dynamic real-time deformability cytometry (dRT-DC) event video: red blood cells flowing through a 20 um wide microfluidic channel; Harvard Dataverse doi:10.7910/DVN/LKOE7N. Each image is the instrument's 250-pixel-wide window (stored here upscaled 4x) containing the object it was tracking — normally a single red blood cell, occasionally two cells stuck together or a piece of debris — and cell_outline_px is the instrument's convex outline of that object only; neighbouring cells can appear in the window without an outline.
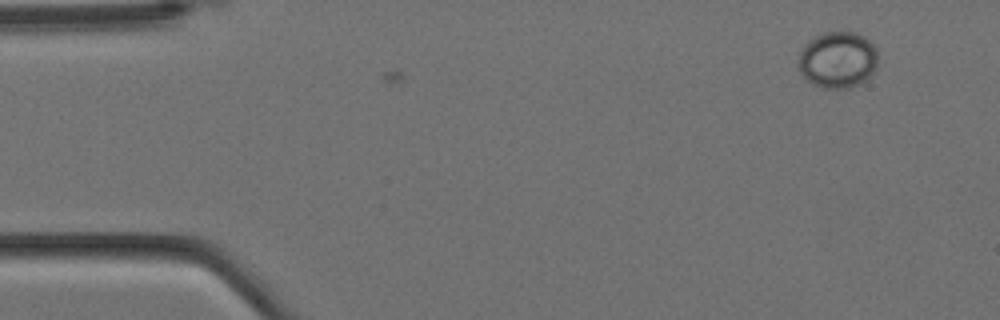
{"species": "Egyptian fruit bat (a non-hibernating species)", "species_latin": "Rousettus aegyptiacus", "temperature_condition": "cold", "stored_images_in_passage": 2, "camera_frame_rate_fps": 3000, "um_per_image_px": 0.085, "animal": {"sex": "female"}, "frame": {"image": 1, "passage_image": 2, "time_ms": 0.333, "image_size_px": [1000, 320], "cell_outline_px": [[876, 68], [860, 84], [848, 88], [824, 88], [812, 84], [800, 72], [800, 52], [808, 40], [824, 32], [856, 32], [864, 36], [876, 48]], "centroid_in_image_um": [71.21, 5.08], "position_along_channel_um": 13.8, "area_um2": 25.89}}